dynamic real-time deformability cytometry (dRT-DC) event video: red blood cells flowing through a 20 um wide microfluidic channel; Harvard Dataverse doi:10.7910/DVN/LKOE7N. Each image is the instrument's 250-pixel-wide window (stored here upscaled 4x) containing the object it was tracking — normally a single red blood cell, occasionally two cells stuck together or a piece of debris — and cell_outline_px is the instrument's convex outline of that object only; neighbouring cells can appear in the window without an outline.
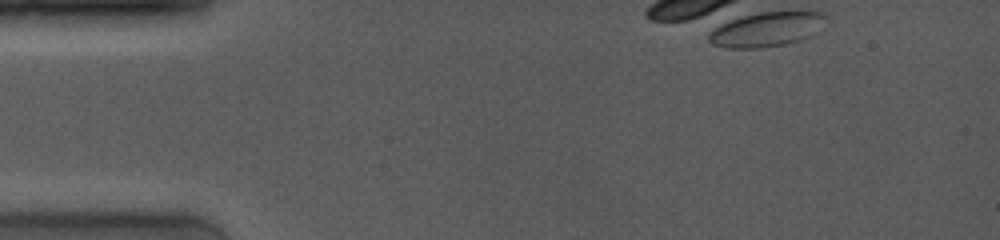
{"species": "common noctule bat (a hibernating species)", "species_latin": "Nyctalus noctula", "temperature_condition": "room temperature", "stored_images_in_passage": 1, "camera_frame_rate_fps": 4000, "um_per_image_px": 0.085, "animal": {"sex": "female", "body_mass_g": 19.0, "forearm_length_mm": 53.3}, "frame": {"image": 1, "passage_image": 1, "time_ms": 0.0, "image_size_px": [1000, 240], "cell_outline_px": [[828, 16], [816, 32], [812, 36], [800, 40], [784, 44], [760, 48], [724, 48], [712, 44], [708, 40], [708, 36], [716, 28], [732, 20], [744, 16], [760, 12], [820, 12]], "centroid_in_image_um": [65.19, 2.51], "position_along_channel_um": 19.8, "area_um2": 23.06}}